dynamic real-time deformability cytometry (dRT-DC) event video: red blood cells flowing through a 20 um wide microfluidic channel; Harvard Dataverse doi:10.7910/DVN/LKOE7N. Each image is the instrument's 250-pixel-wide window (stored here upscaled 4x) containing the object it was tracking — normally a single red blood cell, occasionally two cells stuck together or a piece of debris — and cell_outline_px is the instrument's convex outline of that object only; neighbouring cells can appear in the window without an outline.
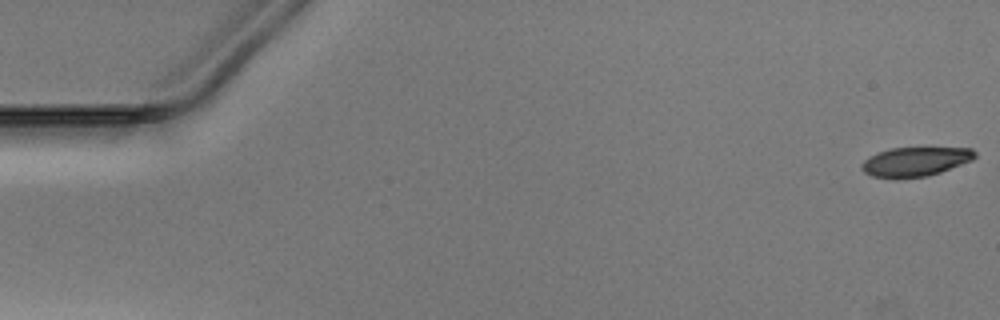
{"species": "Egyptian fruit bat (a non-hibernating species)", "species_latin": "Rousettus aegyptiacus", "temperature_condition": "warm", "stored_images_in_passage": 20, "camera_frame_rate_fps": 3000, "um_per_image_px": 0.085, "animal": {"sex": "male"}, "frame": {"image": 1, "passage_image": 1, "time_ms": 0.0, "image_size_px": [1000, 320], "cell_outline_px": [[976, 156], [972, 160], [940, 172], [928, 176], [896, 180], [872, 176], [864, 172], [860, 168], [860, 164], [864, 160], [876, 152], [892, 148], [972, 148], [976, 152]], "centroid_in_image_um": [77.75, 13.76], "position_along_channel_um": 7.3, "area_um2": 19.59}}
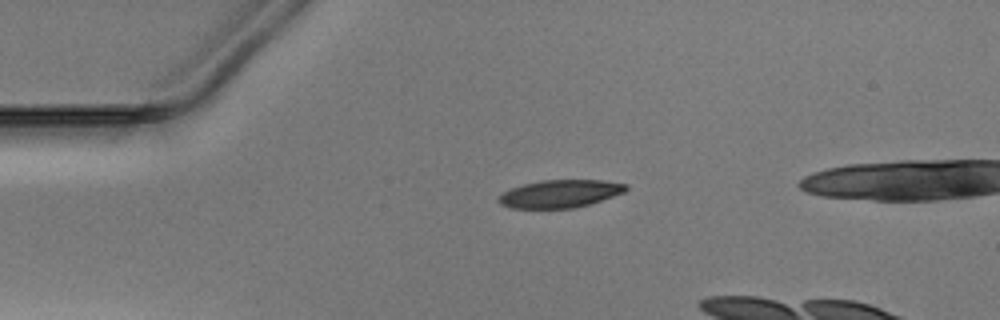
{"frame": {"image": 2, "passage_image": 12, "time_ms": 3.667, "image_size_px": [1000, 320], "cell_outline_px": [[628, 188], [624, 192], [576, 208], [512, 208], [500, 204], [496, 200], [504, 192], [512, 188], [524, 184], [540, 180], [604, 180], [628, 184]], "centroid_in_image_um": [47.6, 16.46], "position_along_channel_um": 37.4, "area_um2": 20.46}}
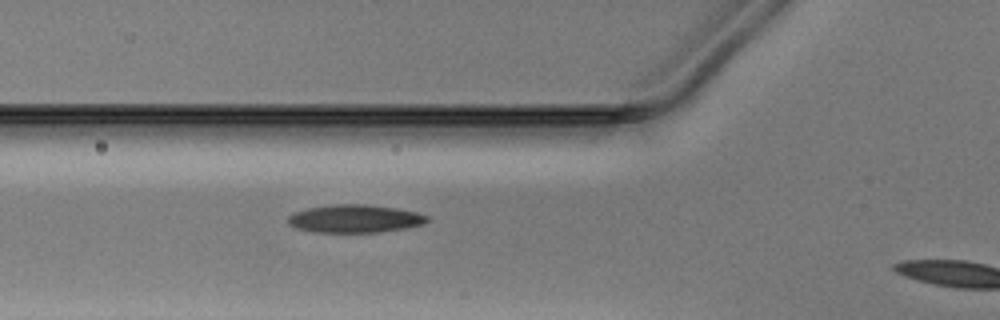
{"frame": {"image": 3, "passage_image": 19, "time_ms": 6.0, "image_size_px": [1000, 320], "cell_outline_px": [[428, 220], [424, 224], [404, 228], [380, 232], [312, 232], [296, 228], [288, 224], [288, 216], [292, 212], [308, 208], [336, 204], [364, 204], [396, 208], [416, 212], [428, 216]], "centroid_in_image_um": [30.13, 18.59], "position_along_channel_um": 95.7, "area_um2": 22.66}}